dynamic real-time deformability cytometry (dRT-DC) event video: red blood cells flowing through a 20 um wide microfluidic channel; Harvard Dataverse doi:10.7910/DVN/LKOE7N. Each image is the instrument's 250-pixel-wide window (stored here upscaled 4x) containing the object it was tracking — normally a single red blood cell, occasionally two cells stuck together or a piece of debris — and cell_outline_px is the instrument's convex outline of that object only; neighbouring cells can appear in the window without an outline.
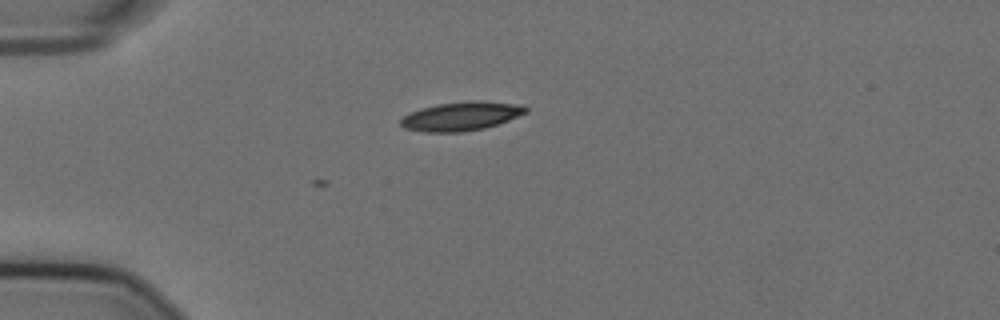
{"species": "Egyptian fruit bat (a non-hibernating species)", "species_latin": "Rousettus aegyptiacus", "temperature_condition": "cold", "stored_images_in_passage": 2, "camera_frame_rate_fps": 3000, "um_per_image_px": 0.085, "animal": {"sex": "female"}, "frame": {"image": 1, "passage_image": 2, "time_ms": 0.333, "image_size_px": [1000, 320], "cell_outline_px": [[528, 112], [508, 120], [484, 128], [464, 132], [424, 132], [404, 128], [400, 124], [400, 120], [404, 116], [420, 108], [436, 104], [472, 100], [484, 100], [516, 104], [528, 108]], "centroid_in_image_um": [39.19, 9.87], "position_along_channel_um": 45.8, "area_um2": 21.04}}